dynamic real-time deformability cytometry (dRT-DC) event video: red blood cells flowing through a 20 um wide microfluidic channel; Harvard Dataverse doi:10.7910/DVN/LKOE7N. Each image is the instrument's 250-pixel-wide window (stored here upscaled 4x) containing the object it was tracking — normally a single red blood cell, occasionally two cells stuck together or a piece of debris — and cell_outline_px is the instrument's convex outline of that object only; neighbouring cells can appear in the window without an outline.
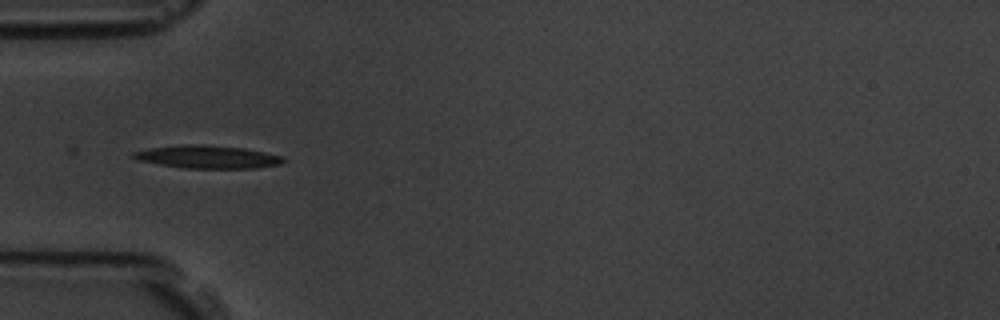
{"species": "common noctule bat (a hibernating species)", "species_latin": "Nyctalus noctula", "temperature_condition": "room temperature", "stored_images_in_passage": 41, "camera_frame_rate_fps": 3000, "um_per_image_px": 0.085, "animal": {"sex": "male", "body_mass_g": 19.5, "forearm_length_mm": 54.6}, "frame": {"image": 1, "passage_image": 2, "time_ms": 0.333, "image_size_px": [1000, 320], "cell_outline_px": [[288, 160], [280, 164], [256, 168], [184, 168], [136, 160], [132, 156], [132, 152], [152, 148], [184, 144], [208, 144], [244, 148], [284, 156]], "centroid_in_image_um": [17.69, 13.33], "position_along_channel_um": 67.3, "area_um2": 20.11}}
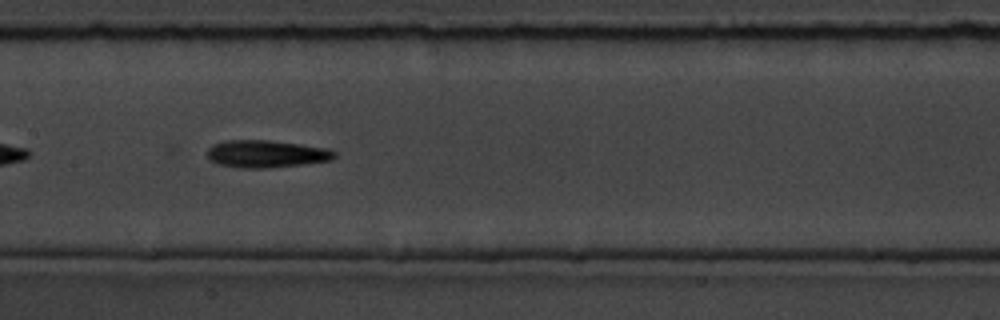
{"frame": {"image": 2, "passage_image": 12, "time_ms": 3.667, "image_size_px": [1000, 320], "cell_outline_px": [[336, 156], [332, 160], [304, 164], [268, 168], [240, 168], [216, 164], [208, 160], [208, 148], [212, 144], [228, 140], [268, 140], [300, 144], [328, 148], [336, 152]], "centroid_in_image_um": [22.62, 13.08], "position_along_channel_um": 184.8, "area_um2": 20.52}}
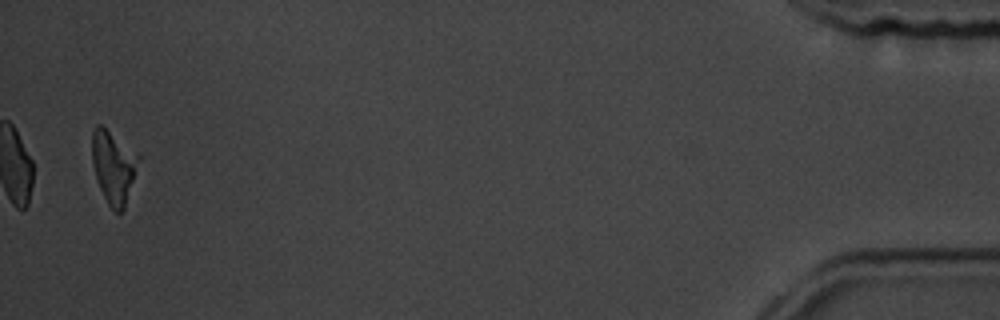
{"frame": {"image": 3, "passage_image": 40, "time_ms": 13.0, "image_size_px": [1000, 320], "cell_outline_px": [[140, 156], [124, 208], [120, 212], [116, 212], [108, 204], [100, 188], [92, 164], [92, 132], [96, 124], [100, 124], [140, 152]], "centroid_in_image_um": [9.65, 14.11], "position_along_channel_um": 425.6, "area_um2": 19.59}, "authors_computed_cell_mechanics": {"area_um2": 19.2474, "velocity_mm_per_s": 3.5313, "shape_relaxation_time_tau1_ms": null, "shape_relaxation_time_tau2_ms": 5.0968, "deformation_change_tau1": null, "deformation_change_tau2": 0.1677}}